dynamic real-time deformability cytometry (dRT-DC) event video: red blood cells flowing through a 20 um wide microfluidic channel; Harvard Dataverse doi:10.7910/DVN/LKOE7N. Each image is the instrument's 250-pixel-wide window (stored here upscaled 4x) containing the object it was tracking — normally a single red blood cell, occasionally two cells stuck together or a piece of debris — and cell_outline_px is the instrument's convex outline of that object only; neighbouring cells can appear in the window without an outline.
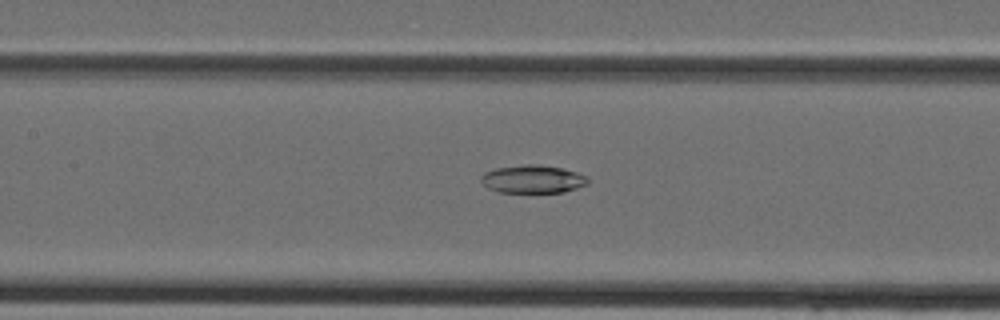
{"species": "Egyptian fruit bat (a non-hibernating species)", "species_latin": "Rousettus aegyptiacus", "temperature_condition": "cold", "stored_images_in_passage": 33, "camera_frame_rate_fps": 3000, "um_per_image_px": 0.085, "animal": {"sex": "female"}, "frame": {"image": 1, "passage_image": 12, "time_ms": 3.667, "image_size_px": [1000, 320], "cell_outline_px": [[588, 184], [564, 192], [500, 192], [488, 188], [480, 180], [480, 176], [484, 172], [496, 168], [528, 164], [540, 164], [560, 168], [576, 172], [584, 176], [588, 180]], "centroid_in_image_um": [45.25, 15.22], "position_along_channel_um": 162.1, "area_um2": 17.28}}
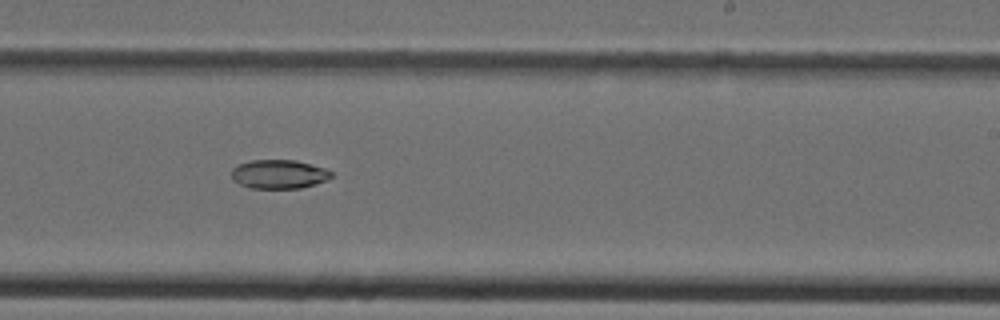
{"frame": {"image": 2, "passage_image": 18, "time_ms": 5.667, "image_size_px": [1000, 320], "cell_outline_px": [[332, 176], [324, 180], [300, 188], [248, 188], [232, 180], [232, 168], [236, 164], [252, 160], [296, 160], [324, 168], [332, 172]], "centroid_in_image_um": [23.64, 14.79], "position_along_channel_um": 265.4, "area_um2": 16.7}}
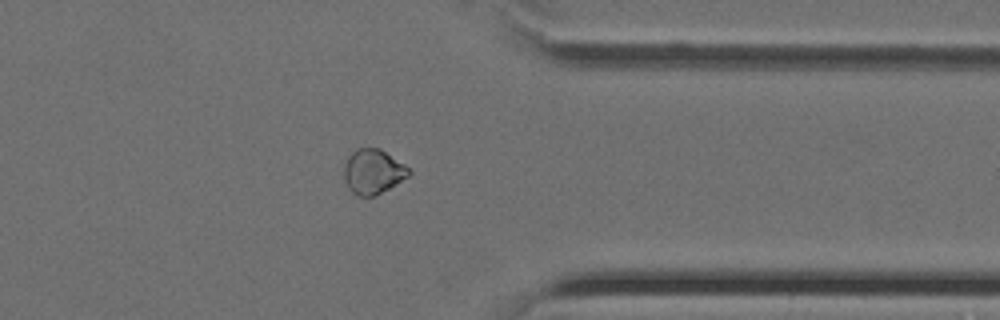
{"frame": {"image": 3, "passage_image": 25, "time_ms": 8.0, "image_size_px": [1000, 320], "cell_outline_px": [[412, 172], [408, 176], [376, 196], [356, 196], [348, 188], [344, 180], [344, 164], [348, 156], [356, 148], [380, 148], [404, 164]], "centroid_in_image_um": [31.68, 14.59], "position_along_channel_um": 379.7, "area_um2": 16.94}}